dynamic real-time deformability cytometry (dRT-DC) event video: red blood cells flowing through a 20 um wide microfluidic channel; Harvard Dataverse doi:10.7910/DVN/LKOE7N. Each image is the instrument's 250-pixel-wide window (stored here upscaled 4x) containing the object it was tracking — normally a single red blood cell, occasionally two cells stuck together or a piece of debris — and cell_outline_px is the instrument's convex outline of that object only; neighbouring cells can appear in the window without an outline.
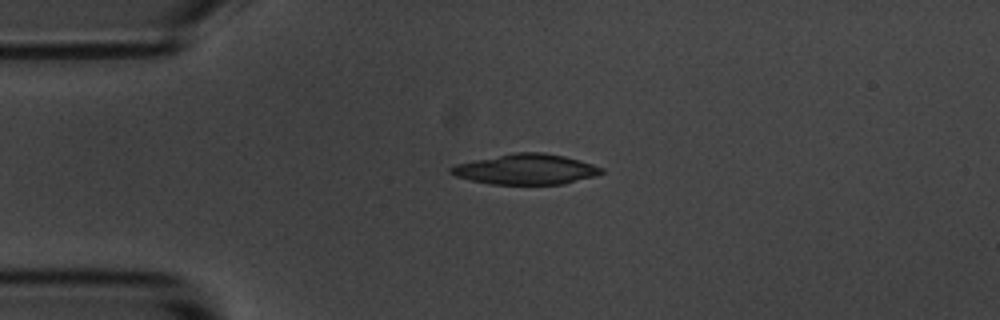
{"species": "common noctule bat (a hibernating species)", "species_latin": "Nyctalus noctula", "temperature_condition": "room temperature", "stored_images_in_passage": 43, "camera_frame_rate_fps": 3000, "um_per_image_px": 0.085, "animal": {"sex": "male", "body_mass_g": 20.1, "forearm_length_mm": 53.5}, "frame": {"image": 1, "passage_image": 1, "time_ms": 0.0, "image_size_px": [1000, 320], "cell_outline_px": [[604, 172], [596, 176], [564, 184], [492, 184], [472, 180], [456, 176], [448, 172], [448, 168], [456, 164], [516, 152], [544, 152], [564, 156], [580, 160], [604, 168]], "centroid_in_image_um": [44.74, 14.39], "position_along_channel_um": 40.3, "area_um2": 26.53}}
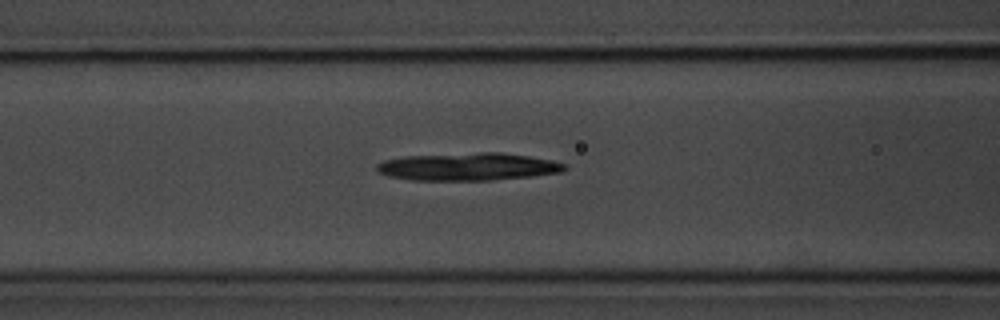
{"frame": {"image": 2, "passage_image": 10, "time_ms": 3.0, "image_size_px": [1000, 320], "cell_outline_px": [[568, 168], [564, 172], [532, 176], [488, 180], [412, 180], [388, 176], [380, 172], [376, 168], [376, 164], [384, 160], [404, 156], [484, 152], [500, 152], [528, 156], [552, 160], [568, 164]], "centroid_in_image_um": [39.83, 14.16], "position_along_channel_um": 126.8, "area_um2": 30.35}}
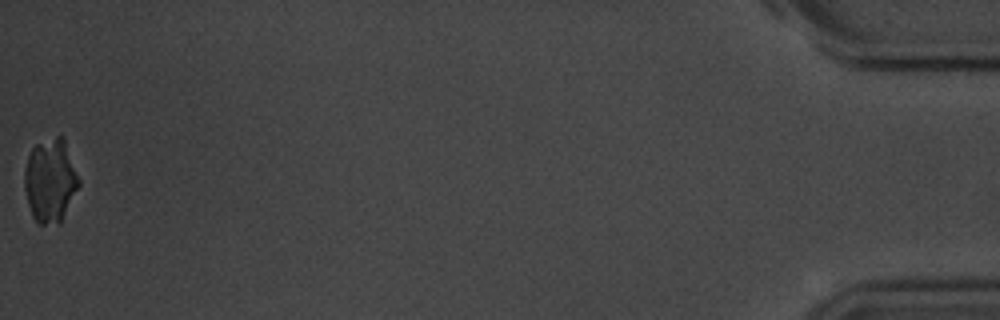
{"frame": {"image": 3, "passage_image": 43, "time_ms": 14.0, "image_size_px": [1000, 320], "cell_outline_px": [[80, 184], [60, 224], [36, 224], [32, 216], [28, 204], [24, 188], [24, 168], [28, 156], [32, 148], [36, 144], [56, 136], [64, 136], [80, 180]], "centroid_in_image_um": [4.27, 15.35], "position_along_channel_um": 430.9, "area_um2": 26.76}, "authors_computed_cell_mechanics": {"area_um2": 29.767, "velocity_mm_per_s": 3.664, "shape_relaxation_time_tau1_ms": 3.9814, "shape_relaxation_time_tau2_ms": null, "deformation_change_tau1": 0.1121, "deformation_change_tau2": null}}